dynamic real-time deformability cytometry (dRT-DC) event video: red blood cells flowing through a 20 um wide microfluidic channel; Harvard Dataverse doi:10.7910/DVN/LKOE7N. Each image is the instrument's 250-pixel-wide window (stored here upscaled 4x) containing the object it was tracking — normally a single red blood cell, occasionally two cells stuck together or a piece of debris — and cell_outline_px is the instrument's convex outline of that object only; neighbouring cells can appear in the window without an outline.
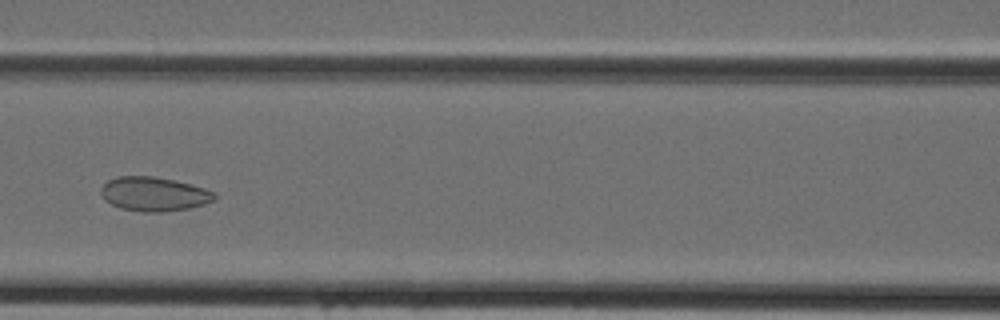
{"species": "Egyptian fruit bat (a non-hibernating species)", "species_latin": "Rousettus aegyptiacus", "temperature_condition": "cold", "stored_images_in_passage": 43, "camera_frame_rate_fps": 3000, "um_per_image_px": 0.085, "animal": {"sex": "female"}, "frame": {"image": 1, "passage_image": 18, "time_ms": 5.667, "image_size_px": [1000, 320], "cell_outline_px": [[216, 200], [204, 204], [188, 208], [164, 212], [144, 212], [120, 208], [104, 200], [100, 192], [100, 188], [108, 180], [116, 176], [152, 176], [172, 180], [204, 188], [216, 192]], "centroid_in_image_um": [13.07, 16.5], "position_along_channel_um": 153.5, "area_um2": 22.6}}
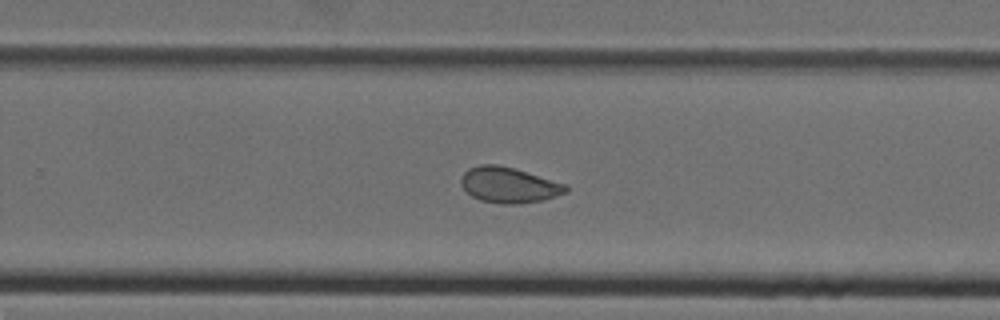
{"frame": {"image": 2, "passage_image": 27, "time_ms": 8.667, "image_size_px": [1000, 320], "cell_outline_px": [[568, 192], [544, 200], [516, 204], [500, 204], [480, 200], [472, 196], [460, 184], [460, 180], [464, 172], [468, 168], [480, 164], [496, 164], [512, 168], [568, 184]], "centroid_in_image_um": [43.26, 15.73], "position_along_channel_um": 286.5, "area_um2": 21.79}}
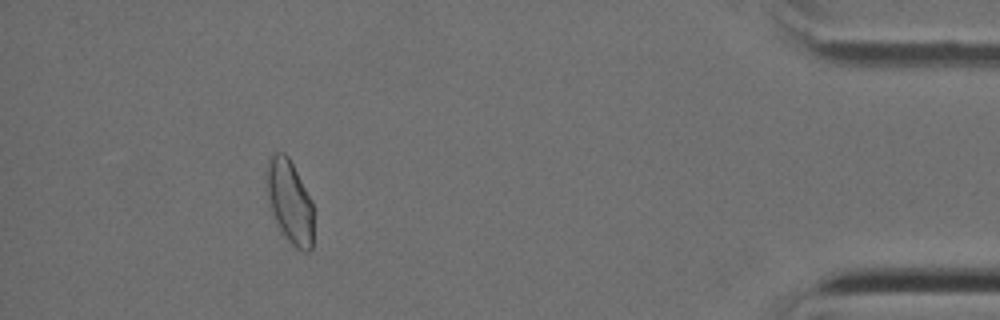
{"frame": {"image": 3, "passage_image": 39, "time_ms": 12.667, "image_size_px": [1000, 320], "cell_outline_px": [[312, 248], [308, 252], [304, 252], [296, 248], [288, 240], [276, 224], [268, 200], [268, 164], [272, 156], [276, 152], [284, 152], [288, 156], [312, 200]], "centroid_in_image_um": [24.65, 17.18], "position_along_channel_um": 410.5, "area_um2": 22.25}}